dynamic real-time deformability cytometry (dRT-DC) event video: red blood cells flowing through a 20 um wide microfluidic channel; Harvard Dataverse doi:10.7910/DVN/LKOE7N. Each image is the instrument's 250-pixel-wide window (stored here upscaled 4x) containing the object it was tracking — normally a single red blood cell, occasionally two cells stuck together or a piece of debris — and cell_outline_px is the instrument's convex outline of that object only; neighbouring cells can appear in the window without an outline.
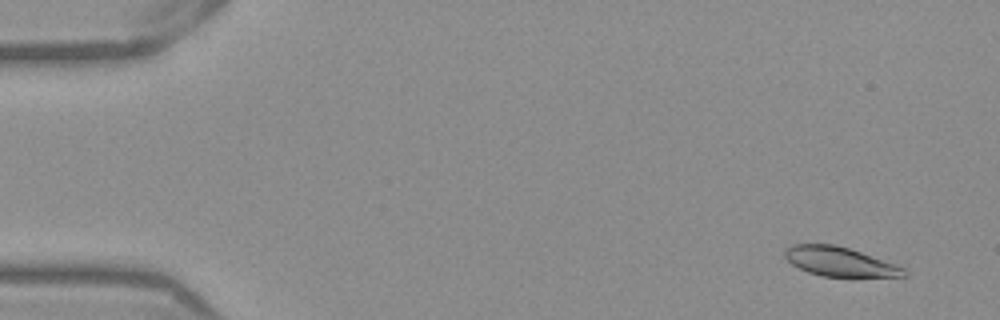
{"species": "Egyptian fruit bat (a non-hibernating species)", "species_latin": "Rousettus aegyptiacus", "temperature_condition": "warm", "stored_images_in_passage": 53, "camera_frame_rate_fps": 3000, "um_per_image_px": 0.085, "frame": {"image": 1, "passage_image": 4, "time_ms": 1.0, "image_size_px": [1000, 320], "cell_outline_px": [[908, 276], [820, 276], [808, 272], [792, 264], [784, 256], [784, 248], [792, 244], [836, 244], [896, 264], [904, 268]], "centroid_in_image_um": [71.33, 22.22], "position_along_channel_um": 13.7, "area_um2": 20.11}}
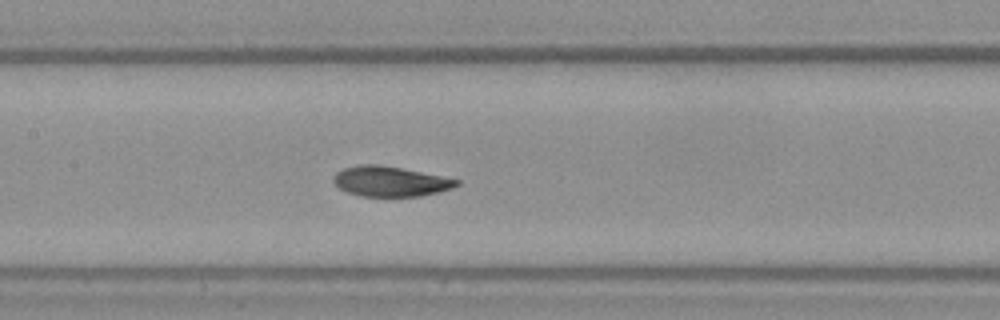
{"frame": {"image": 2, "passage_image": 26, "time_ms": 8.333, "image_size_px": [1000, 320], "cell_outline_px": [[460, 184], [452, 188], [420, 196], [360, 196], [348, 192], [340, 188], [332, 180], [332, 176], [336, 172], [344, 168], [360, 164], [380, 164], [460, 180]], "centroid_in_image_um": [33.13, 15.41], "position_along_channel_um": 174.3, "area_um2": 21.39}}
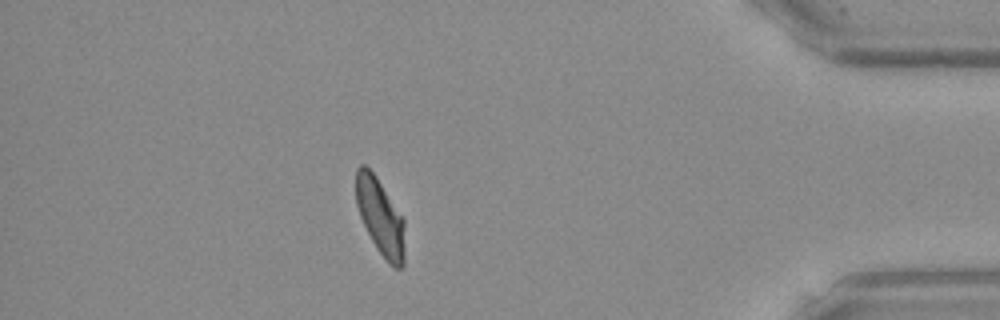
{"frame": {"image": 3, "passage_image": 47, "time_ms": 15.333, "image_size_px": [1000, 320], "cell_outline_px": [[404, 264], [400, 268], [392, 268], [388, 264], [376, 248], [360, 216], [356, 204], [356, 168], [360, 164], [364, 164], [376, 176], [404, 220]], "centroid_in_image_um": [32.32, 18.46], "position_along_channel_um": 402.9, "area_um2": 21.62}, "authors_computed_cell_mechanics": {"area_um2": 21.8484, "velocity_mm_per_s": 3.8854, "shape_relaxation_time_tau1_ms": 3.2853, "shape_relaxation_time_tau2_ms": 1.3827, "deformation_change_tau1": 0.1303, "deformation_change_tau2": 0.0459}}